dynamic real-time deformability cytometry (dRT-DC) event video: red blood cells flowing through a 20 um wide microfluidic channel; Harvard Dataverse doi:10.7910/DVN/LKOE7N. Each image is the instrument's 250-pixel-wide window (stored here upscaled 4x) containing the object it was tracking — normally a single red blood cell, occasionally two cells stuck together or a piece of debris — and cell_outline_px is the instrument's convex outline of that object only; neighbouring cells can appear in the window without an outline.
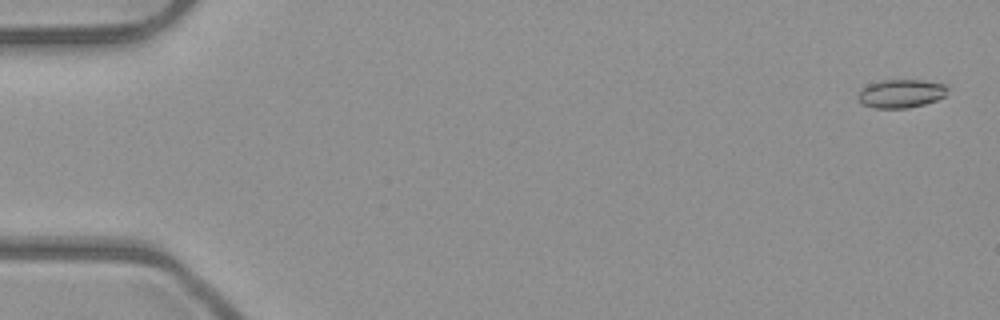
{"species": "common noctule bat (a hibernating species)", "species_latin": "Nyctalus noctula", "temperature_condition": "room temperature", "stored_images_in_passage": 49, "camera_frame_rate_fps": 3000, "um_per_image_px": 0.085, "animal": {"sex": "male", "body_mass_g": 23.1, "forearm_length_mm": 52.7}, "frame": {"image": 1, "passage_image": 2, "time_ms": 0.333, "image_size_px": [1000, 320], "cell_outline_px": [[948, 88], [944, 96], [936, 100], [924, 104], [908, 108], [876, 108], [864, 104], [856, 96], [860, 88], [868, 84], [880, 80], [924, 80], [944, 84]], "centroid_in_image_um": [76.56, 7.94], "position_along_channel_um": 8.4, "area_um2": 14.85}}
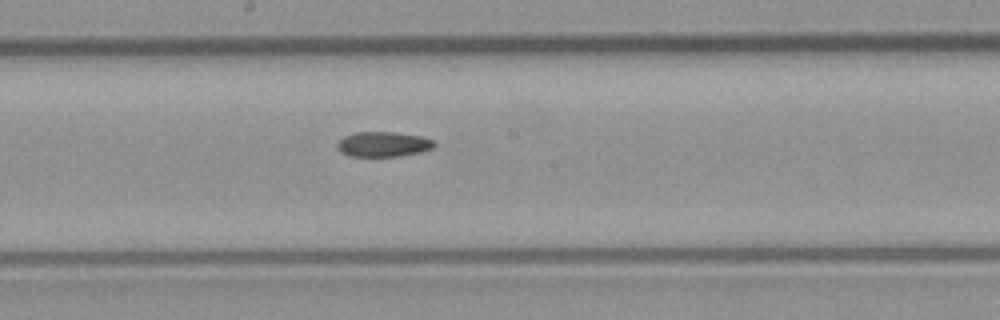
{"frame": {"image": 2, "passage_image": 29, "time_ms": 9.333, "image_size_px": [1000, 320], "cell_outline_px": [[436, 144], [432, 148], [420, 152], [400, 156], [348, 156], [340, 152], [336, 148], [336, 144], [344, 136], [356, 132], [396, 132], [420, 136], [432, 140]], "centroid_in_image_um": [32.54, 12.26], "position_along_channel_um": 215.7, "area_um2": 14.16}}
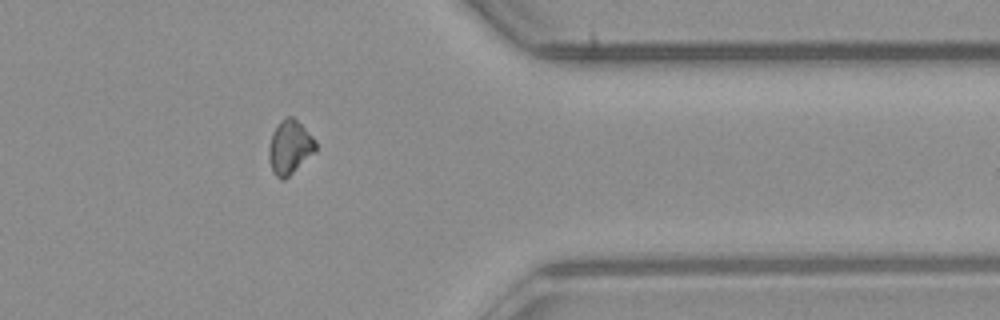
{"frame": {"image": 3, "passage_image": 43, "time_ms": 14.0, "image_size_px": [1000, 320], "cell_outline_px": [[316, 152], [284, 180], [280, 180], [272, 172], [268, 156], [268, 148], [272, 132], [280, 120], [288, 116], [292, 116], [316, 140]], "centroid_in_image_um": [24.61, 12.53], "position_along_channel_um": 386.8, "area_um2": 14.8}}